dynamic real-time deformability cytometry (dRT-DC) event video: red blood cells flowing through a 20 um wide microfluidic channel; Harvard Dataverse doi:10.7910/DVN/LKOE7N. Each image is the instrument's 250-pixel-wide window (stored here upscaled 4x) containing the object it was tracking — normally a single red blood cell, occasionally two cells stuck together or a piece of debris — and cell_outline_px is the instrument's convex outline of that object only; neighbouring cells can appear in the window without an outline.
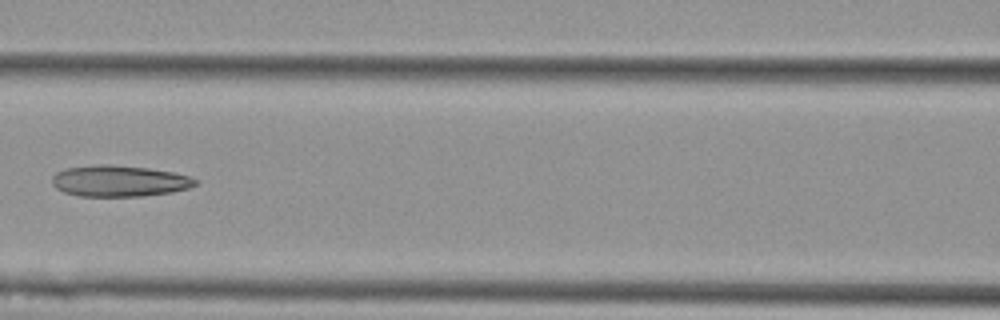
{"species": "Egyptian fruit bat (a non-hibernating species)", "species_latin": "Rousettus aegyptiacus", "temperature_condition": "cold", "stored_images_in_passage": 6, "camera_frame_rate_fps": 3000, "um_per_image_px": 0.085, "animal": {"sex": "female"}, "frame": {"image": 1, "passage_image": 6, "time_ms": 1.667, "image_size_px": [1000, 320], "cell_outline_px": [[200, 180], [196, 184], [188, 188], [172, 192], [140, 196], [80, 196], [64, 192], [56, 188], [52, 184], [52, 176], [56, 172], [68, 168], [100, 164], [112, 164], [148, 168], [172, 172], [188, 176]], "centroid_in_image_um": [10.13, 15.38], "position_along_channel_um": 156.5, "area_um2": 26.01}}